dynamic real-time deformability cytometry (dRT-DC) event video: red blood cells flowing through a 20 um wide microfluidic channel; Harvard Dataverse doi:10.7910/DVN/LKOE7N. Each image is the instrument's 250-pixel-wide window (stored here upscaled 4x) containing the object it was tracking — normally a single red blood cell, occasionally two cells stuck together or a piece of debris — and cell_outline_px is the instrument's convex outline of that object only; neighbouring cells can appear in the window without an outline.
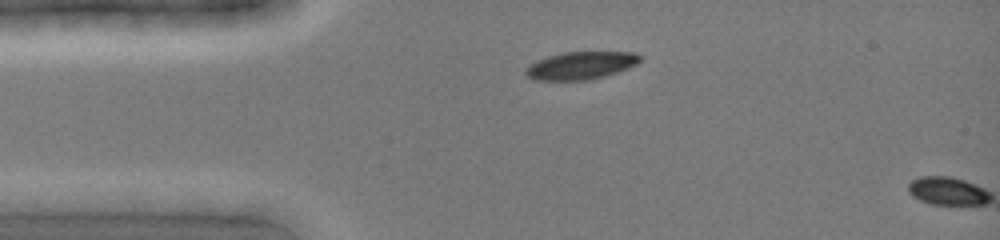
{"species": "common noctule bat (a hibernating species)", "species_latin": "Nyctalus noctula", "temperature_condition": "cold", "stored_images_in_passage": 3, "camera_frame_rate_fps": 3000, "um_per_image_px": 0.085, "animal": {"sex": "female", "body_mass_g": 19.0, "forearm_length_mm": 51.5}, "frame": {"image": 1, "passage_image": 2, "time_ms": 0.333, "image_size_px": [1000, 240], "cell_outline_px": [[644, 56], [636, 64], [628, 68], [604, 76], [588, 80], [536, 80], [528, 76], [524, 72], [524, 68], [548, 56], [564, 52], [636, 52]], "centroid_in_image_um": [49.41, 5.56], "position_along_channel_um": 35.6, "area_um2": 18.32}}